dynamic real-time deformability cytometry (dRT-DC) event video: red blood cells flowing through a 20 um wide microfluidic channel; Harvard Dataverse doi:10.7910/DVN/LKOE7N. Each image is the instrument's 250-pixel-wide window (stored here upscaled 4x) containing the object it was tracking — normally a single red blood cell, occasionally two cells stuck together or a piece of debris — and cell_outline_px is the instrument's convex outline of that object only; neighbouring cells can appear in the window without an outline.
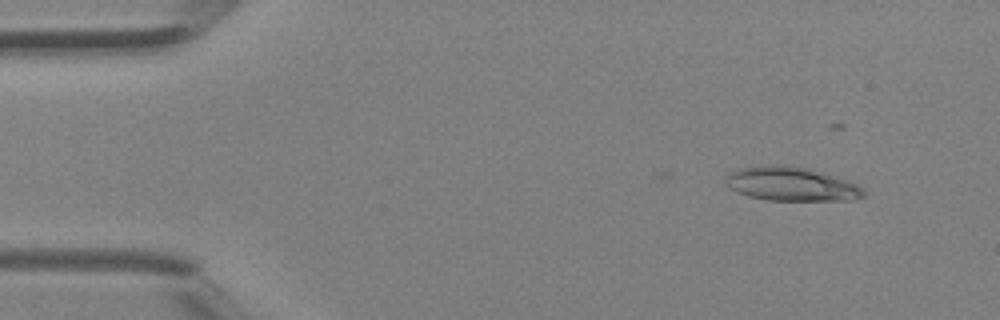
{"species": "Egyptian fruit bat (a non-hibernating species)", "species_latin": "Rousettus aegyptiacus", "temperature_condition": "room temperature", "stored_images_in_passage": 32, "camera_frame_rate_fps": 3000, "um_per_image_px": 0.085, "animal": {"sex": "female"}, "frame": {"image": 1, "passage_image": 3, "time_ms": 0.667, "image_size_px": [1000, 320], "cell_outline_px": [[864, 196], [852, 200], [768, 200], [748, 196], [736, 192], [728, 188], [724, 184], [724, 180], [728, 172], [740, 168], [764, 164], [784, 164], [808, 168], [824, 172], [856, 184], [864, 188]], "centroid_in_image_um": [67.19, 15.62], "position_along_channel_um": 17.8, "area_um2": 27.69}}
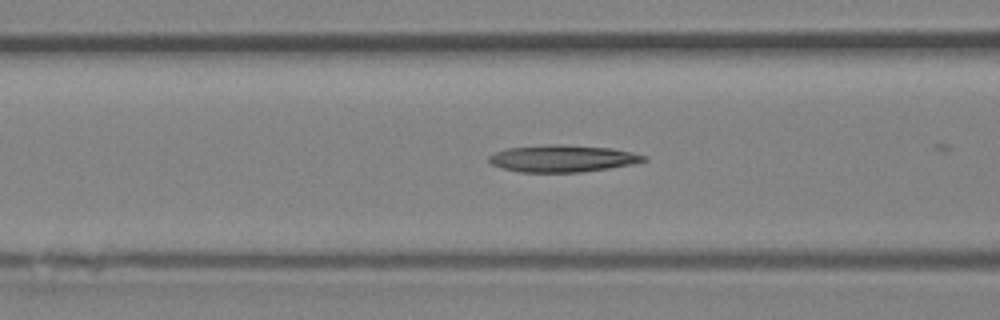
{"frame": {"image": 2, "passage_image": 15, "time_ms": 4.667, "image_size_px": [1000, 320], "cell_outline_px": [[648, 160], [632, 164], [608, 168], [580, 172], [520, 172], [500, 168], [492, 164], [488, 160], [488, 156], [504, 148], [552, 144], [560, 144], [612, 148], [632, 152], [648, 156]], "centroid_in_image_um": [47.8, 13.47], "position_along_channel_um": 118.8, "area_um2": 24.45}}
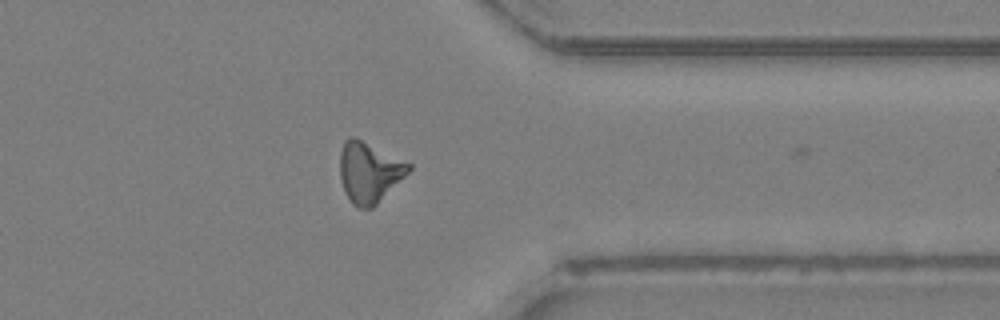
{"frame": {"image": 3, "passage_image": 31, "time_ms": 10.0, "image_size_px": [1000, 320], "cell_outline_px": [[412, 168], [372, 208], [360, 208], [352, 204], [344, 188], [340, 176], [340, 152], [344, 140], [348, 136], [352, 136], [412, 164]], "centroid_in_image_um": [31.36, 14.62], "position_along_channel_um": 380.0, "area_um2": 23.7}}